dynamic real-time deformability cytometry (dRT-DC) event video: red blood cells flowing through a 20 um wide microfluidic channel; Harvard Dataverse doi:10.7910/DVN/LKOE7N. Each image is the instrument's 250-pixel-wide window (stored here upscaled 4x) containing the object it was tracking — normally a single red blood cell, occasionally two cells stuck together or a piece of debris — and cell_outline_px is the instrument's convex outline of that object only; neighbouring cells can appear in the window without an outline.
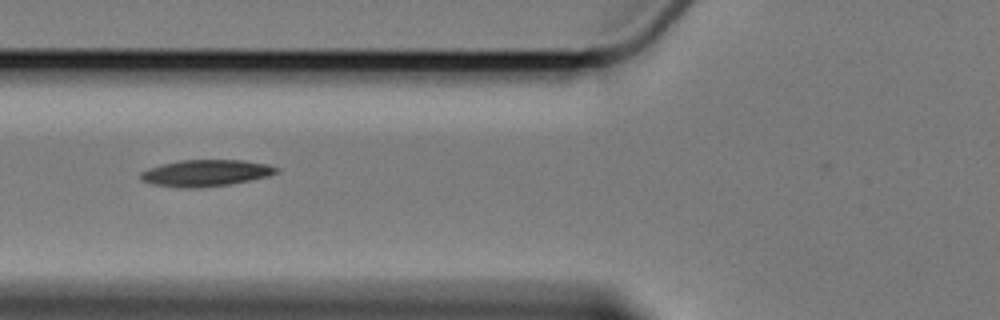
{"species": "Egyptian fruit bat (a non-hibernating species)", "species_latin": "Rousettus aegyptiacus", "temperature_condition": "cold", "stored_images_in_passage": 12, "camera_frame_rate_fps": 3000, "um_per_image_px": 0.085, "animal": {"sex": "female"}, "frame": {"image": 1, "passage_image": 6, "time_ms": 7.333, "image_size_px": [1000, 320], "cell_outline_px": [[280, 172], [268, 176], [228, 184], [200, 188], [180, 188], [152, 184], [140, 180], [140, 172], [148, 168], [160, 164], [180, 160], [244, 160], [268, 164], [280, 168]], "centroid_in_image_um": [17.47, 14.7], "position_along_channel_um": 108.3, "area_um2": 21.21}}
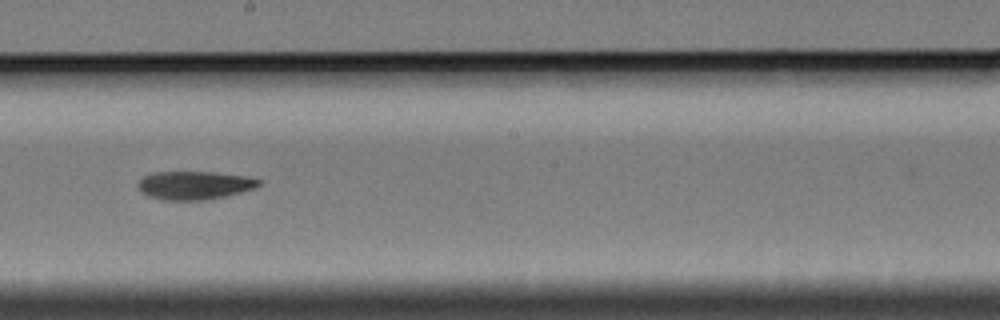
{"frame": {"image": 2, "passage_image": 9, "time_ms": 11.0, "image_size_px": [1000, 320], "cell_outline_px": [[260, 184], [256, 188], [224, 196], [204, 200], [164, 200], [148, 196], [140, 192], [136, 184], [144, 176], [156, 172], [216, 172], [248, 176], [260, 180]], "centroid_in_image_um": [16.51, 15.74], "position_along_channel_um": 231.7, "area_um2": 20.0}}
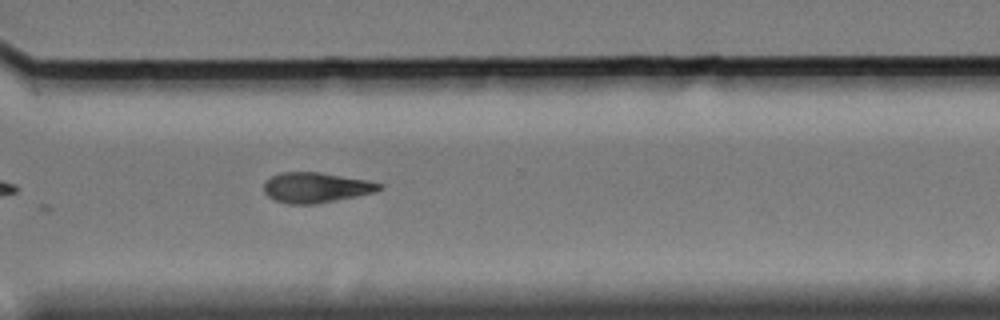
{"frame": {"image": 3, "passage_image": 12, "time_ms": 14.333, "image_size_px": [1000, 320], "cell_outline_px": [[384, 188], [376, 192], [316, 204], [288, 204], [276, 200], [268, 196], [264, 192], [264, 180], [280, 172], [316, 172], [368, 180], [384, 184]], "centroid_in_image_um": [26.87, 15.94], "position_along_channel_um": 343.7, "area_um2": 20.4}}